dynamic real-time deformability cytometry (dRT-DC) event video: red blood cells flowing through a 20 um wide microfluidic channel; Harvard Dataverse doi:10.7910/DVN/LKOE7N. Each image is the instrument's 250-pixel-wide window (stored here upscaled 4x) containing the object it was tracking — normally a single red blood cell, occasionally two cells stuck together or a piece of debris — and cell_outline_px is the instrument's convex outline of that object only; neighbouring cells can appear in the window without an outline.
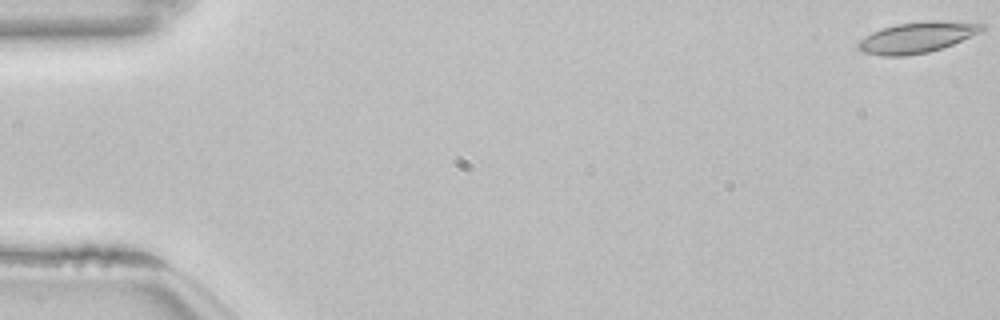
{"species": "common noctule bat (a hibernating species)", "species_latin": "Nyctalus noctula", "temperature_condition": "room temperature", "stored_images_in_passage": 54, "camera_frame_rate_fps": 3000, "um_per_image_px": 0.085, "animal": {"sex": "female", "body_mass_g": 22.7, "forearm_length_mm": 54.2}, "frame": {"image": 1, "passage_image": 1, "time_ms": 0.0, "image_size_px": [1000, 320], "cell_outline_px": [[984, 28], [980, 32], [952, 44], [928, 52], [904, 56], [884, 56], [860, 52], [856, 48], [856, 44], [864, 36], [880, 28], [896, 24], [924, 20], [940, 20], [984, 24]], "centroid_in_image_um": [77.87, 3.17], "position_along_channel_um": 7.1, "area_um2": 22.37}}
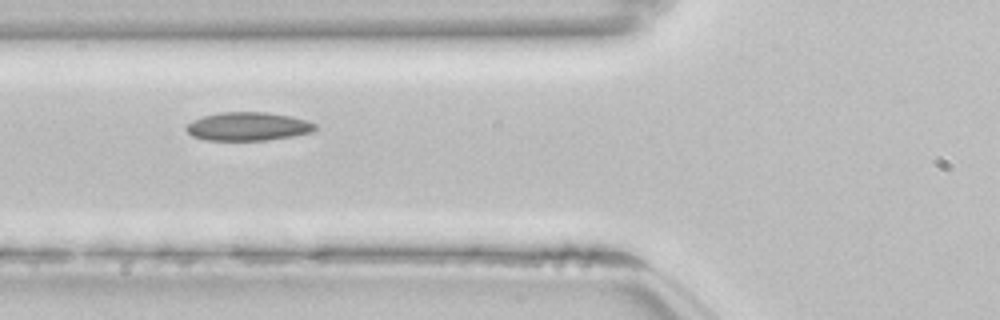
{"frame": {"image": 2, "passage_image": 21, "time_ms": 6.667, "image_size_px": [1000, 320], "cell_outline_px": [[316, 128], [312, 132], [292, 136], [268, 140], [204, 140], [192, 136], [184, 128], [192, 120], [204, 116], [220, 112], [264, 112], [288, 116], [304, 120], [316, 124]], "centroid_in_image_um": [21.04, 10.75], "position_along_channel_um": 104.8, "area_um2": 21.21}}
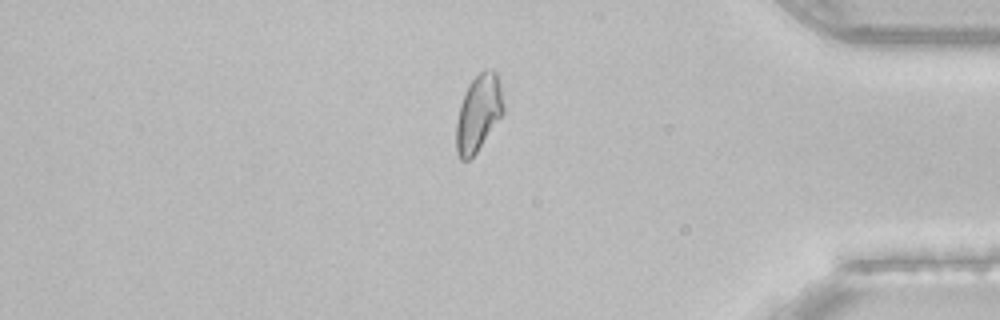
{"frame": {"image": 3, "passage_image": 46, "time_ms": 15.0, "image_size_px": [1000, 320], "cell_outline_px": [[504, 112], [476, 152], [468, 160], [460, 160], [456, 152], [456, 120], [460, 104], [464, 92], [468, 84], [480, 72], [488, 68], [492, 68], [496, 72], [500, 84], [504, 108]], "centroid_in_image_um": [40.65, 9.59], "position_along_channel_um": 394.6, "area_um2": 21.04}, "authors_computed_cell_mechanics": {"area_um2": 21.3282, "velocity_mm_per_s": 3.8252, "shape_relaxation_time_tau1_ms": null, "shape_relaxation_time_tau2_ms": 2.2378, "deformation_change_tau1": null, "deformation_change_tau2": 0.0747}}